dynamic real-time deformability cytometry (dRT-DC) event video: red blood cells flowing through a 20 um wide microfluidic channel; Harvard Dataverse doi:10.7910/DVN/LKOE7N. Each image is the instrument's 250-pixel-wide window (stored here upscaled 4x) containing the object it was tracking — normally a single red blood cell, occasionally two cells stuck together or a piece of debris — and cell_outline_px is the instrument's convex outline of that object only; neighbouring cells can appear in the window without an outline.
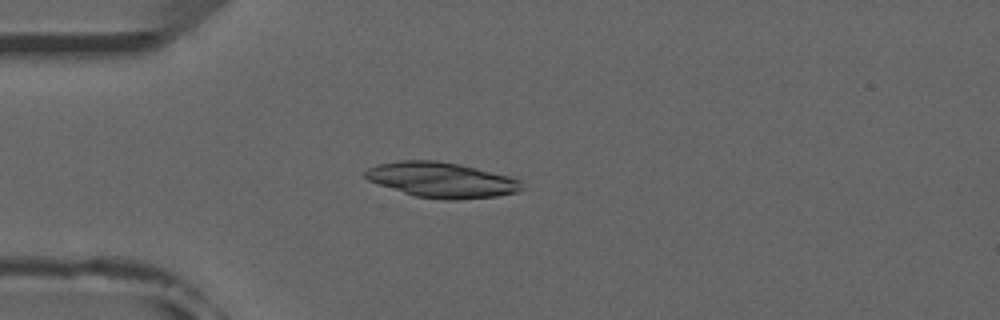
{"species": "common noctule bat (a hibernating species)", "species_latin": "Nyctalus noctula", "temperature_condition": "room temperature", "stored_images_in_passage": 47, "camera_frame_rate_fps": 3000, "um_per_image_px": 0.085, "animal": {"sex": "male", "forearm_length_mm": 52.5}, "frame": {"image": 1, "passage_image": 9, "time_ms": 2.667, "image_size_px": [1000, 320], "cell_outline_px": [[524, 188], [516, 192], [496, 196], [456, 200], [444, 200], [416, 196], [368, 180], [364, 176], [364, 172], [368, 168], [376, 164], [400, 160], [436, 160], [460, 164], [508, 176], [520, 180]], "centroid_in_image_um": [37.53, 15.28], "position_along_channel_um": 47.5, "area_um2": 31.96}}
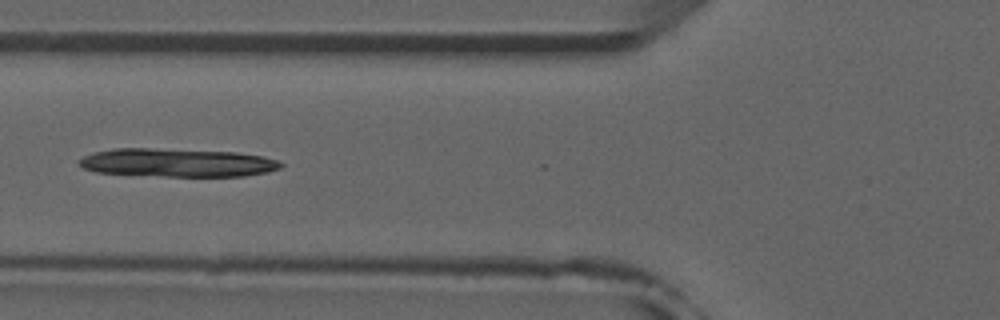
{"frame": {"image": 2, "passage_image": 15, "time_ms": 4.667, "image_size_px": [1000, 320], "cell_outline_px": [[284, 164], [280, 168], [268, 172], [244, 176], [164, 176], [96, 172], [84, 168], [76, 164], [76, 160], [92, 152], [112, 148], [148, 148], [236, 152], [264, 156], [276, 160]], "centroid_in_image_um": [15.03, 13.82], "position_along_channel_um": 110.8, "area_um2": 33.47}}
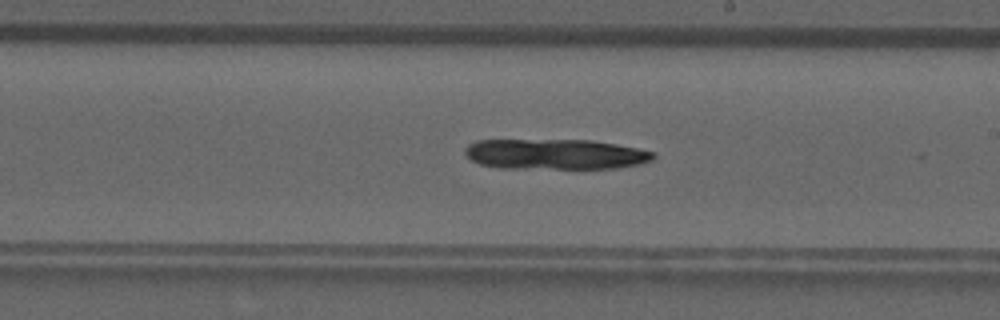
{"frame": {"image": 3, "passage_image": 25, "time_ms": 8.0, "image_size_px": [1000, 320], "cell_outline_px": [[656, 156], [652, 160], [640, 164], [616, 168], [500, 168], [480, 164], [472, 160], [464, 152], [464, 148], [468, 144], [476, 140], [592, 140], [616, 144], [656, 152]], "centroid_in_image_um": [47.2, 13.1], "position_along_channel_um": 241.8, "area_um2": 33.41}}